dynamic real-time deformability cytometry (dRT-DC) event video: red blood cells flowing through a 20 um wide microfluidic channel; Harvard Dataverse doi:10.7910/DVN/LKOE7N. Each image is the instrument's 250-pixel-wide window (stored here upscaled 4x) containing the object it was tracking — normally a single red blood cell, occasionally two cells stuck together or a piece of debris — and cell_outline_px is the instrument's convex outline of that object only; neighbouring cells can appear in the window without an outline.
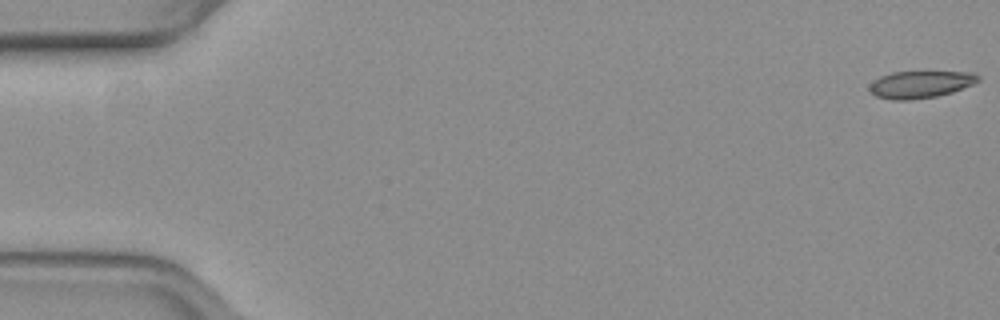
{"species": "common noctule bat (a hibernating species)", "species_latin": "Nyctalus noctula", "temperature_condition": "warm", "stored_images_in_passage": 12, "camera_frame_rate_fps": 3000, "um_per_image_px": 0.085, "animal": {"sex": "female", "body_mass_g": 19.3, "forearm_length_mm": 54.1}, "frame": {"image": 1, "passage_image": 1, "time_ms": 0.0, "image_size_px": [1000, 320], "cell_outline_px": [[980, 80], [972, 84], [952, 92], [936, 96], [908, 100], [892, 100], [876, 96], [868, 88], [872, 80], [880, 76], [892, 72], [972, 72], [980, 76]], "centroid_in_image_um": [78.21, 7.17], "position_along_channel_um": 6.8, "area_um2": 17.11}}